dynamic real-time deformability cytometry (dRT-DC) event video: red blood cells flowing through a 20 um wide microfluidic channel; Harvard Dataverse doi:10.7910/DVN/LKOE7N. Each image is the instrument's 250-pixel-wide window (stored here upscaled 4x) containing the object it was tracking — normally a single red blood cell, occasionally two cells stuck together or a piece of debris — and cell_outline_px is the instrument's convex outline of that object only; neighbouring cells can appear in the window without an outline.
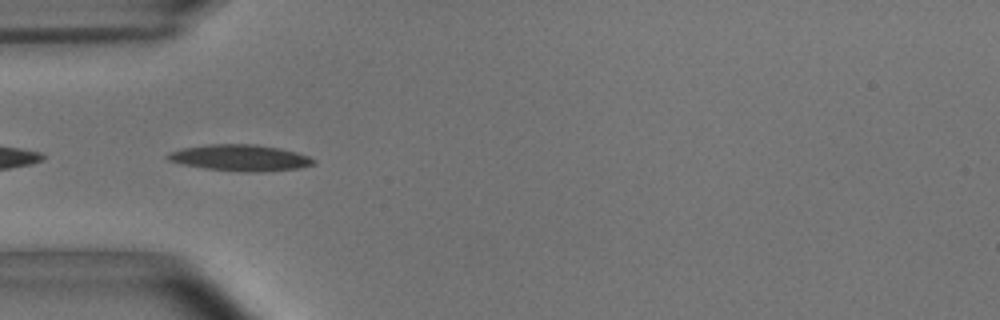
{"species": "common noctule bat (a hibernating species)", "species_latin": "Nyctalus noctula", "temperature_condition": "room temperature", "stored_images_in_passage": 7, "camera_frame_rate_fps": 3000, "um_per_image_px": 0.085, "animal": {"sex": "male", "body_mass_g": 15.6}, "frame": {"image": 1, "passage_image": 2, "time_ms": 0.333, "image_size_px": [1000, 320], "cell_outline_px": [[316, 164], [300, 168], [264, 172], [244, 172], [204, 168], [184, 164], [168, 160], [164, 156], [168, 152], [180, 148], [208, 144], [256, 144], [280, 148], [296, 152], [308, 156], [316, 160]], "centroid_in_image_um": [20.42, 13.41], "position_along_channel_um": 64.6, "area_um2": 22.6}}